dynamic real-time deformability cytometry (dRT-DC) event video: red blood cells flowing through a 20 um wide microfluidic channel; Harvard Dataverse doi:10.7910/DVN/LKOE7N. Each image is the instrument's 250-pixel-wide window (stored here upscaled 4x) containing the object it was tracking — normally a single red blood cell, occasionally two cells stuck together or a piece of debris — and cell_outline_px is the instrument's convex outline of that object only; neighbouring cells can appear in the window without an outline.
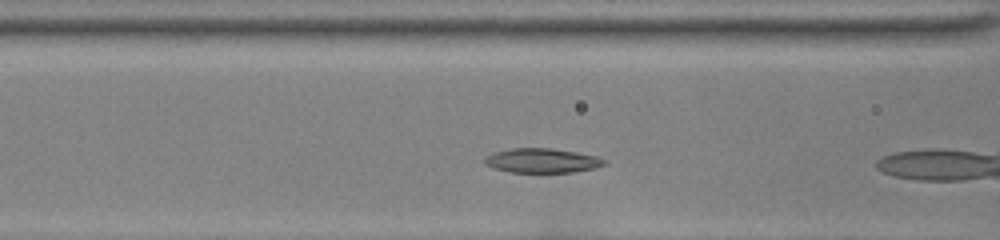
{"species": "common noctule bat (a hibernating species)", "species_latin": "Nyctalus noctula", "temperature_condition": "room temperature", "stored_images_in_passage": 17, "camera_frame_rate_fps": 3000, "um_per_image_px": 0.085, "animal": {"sex": "female", "body_mass_g": 22.0, "forearm_length_mm": 56.7}, "frame": {"image": 1, "passage_image": 6, "time_ms": 1.667, "image_size_px": [1000, 240], "cell_outline_px": [[604, 164], [596, 168], [572, 172], [512, 172], [496, 168], [484, 164], [484, 160], [488, 156], [496, 152], [512, 148], [548, 148], [596, 156], [604, 160]], "centroid_in_image_um": [46.06, 13.65], "position_along_channel_um": 120.5, "area_um2": 16.53}}
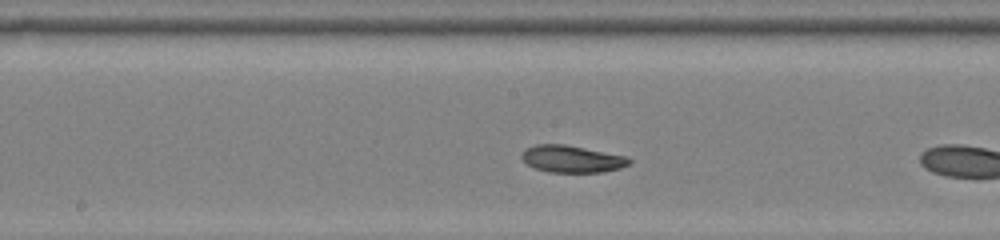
{"frame": {"image": 2, "passage_image": 12, "time_ms": 3.667, "image_size_px": [1000, 240], "cell_outline_px": [[632, 160], [628, 164], [620, 168], [600, 172], [548, 172], [536, 168], [528, 164], [520, 156], [528, 148], [536, 144], [564, 144], [624, 156]], "centroid_in_image_um": [48.6, 13.51], "position_along_channel_um": 199.6, "area_um2": 16.53}}
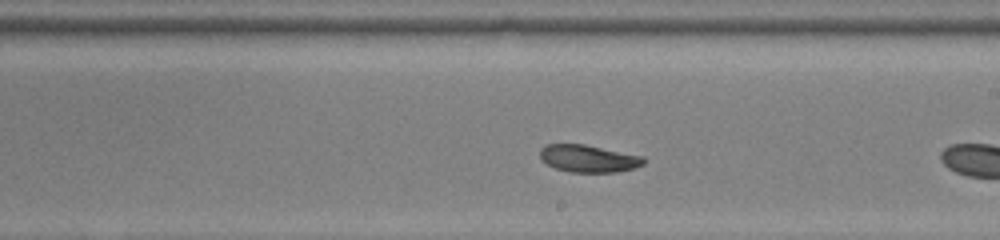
{"frame": {"image": 3, "passage_image": 15, "time_ms": 4.667, "image_size_px": [1000, 240], "cell_outline_px": [[644, 164], [632, 168], [616, 172], [572, 172], [556, 168], [548, 164], [540, 156], [540, 148], [548, 144], [584, 144], [644, 156]], "centroid_in_image_um": [50.03, 13.47], "position_along_channel_um": 239.0, "area_um2": 16.3}}